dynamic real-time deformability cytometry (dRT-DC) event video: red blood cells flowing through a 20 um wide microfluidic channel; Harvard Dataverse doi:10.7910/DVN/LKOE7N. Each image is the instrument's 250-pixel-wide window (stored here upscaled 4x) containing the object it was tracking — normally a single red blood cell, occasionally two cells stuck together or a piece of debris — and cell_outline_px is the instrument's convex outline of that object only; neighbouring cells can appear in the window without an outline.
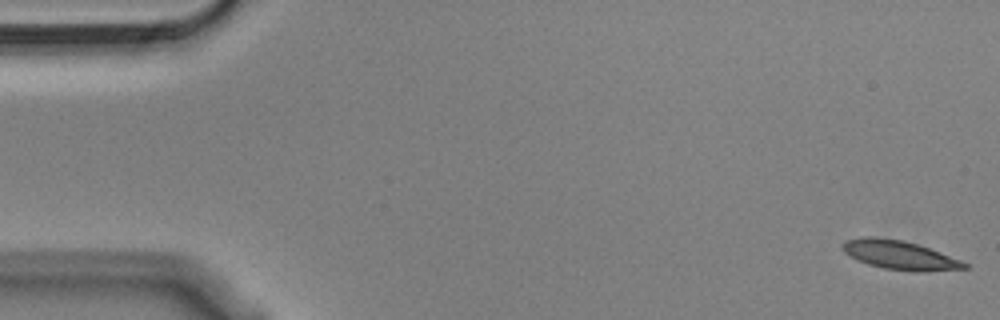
{"species": "Egyptian fruit bat (a non-hibernating species)", "species_latin": "Rousettus aegyptiacus", "temperature_condition": "cold", "stored_images_in_passage": 55, "camera_frame_rate_fps": 3000, "um_per_image_px": 0.085, "animal": {"sex": "male"}, "frame": {"image": 1, "passage_image": 1, "time_ms": 0.0, "image_size_px": [1000, 320], "cell_outline_px": [[968, 268], [920, 272], [916, 272], [884, 268], [868, 264], [856, 260], [844, 252], [840, 248], [840, 244], [844, 240], [864, 236], [872, 236], [904, 240], [940, 252], [960, 260], [968, 264]], "centroid_in_image_um": [76.4, 21.67], "position_along_channel_um": 8.6, "area_um2": 20.63}}
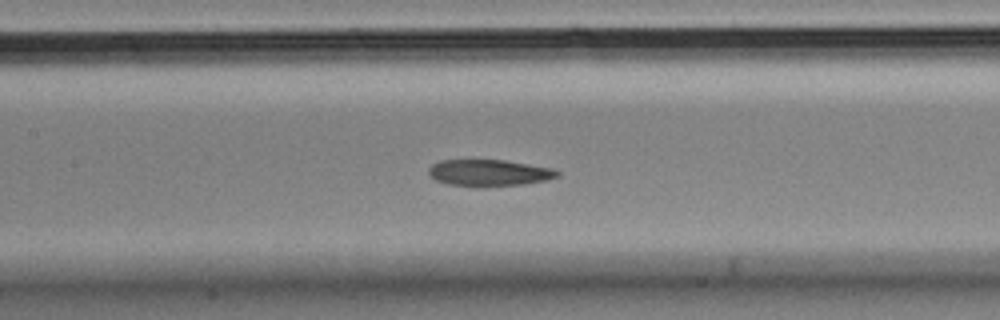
{"frame": {"image": 2, "passage_image": 25, "time_ms": 8.0, "image_size_px": [1000, 320], "cell_outline_px": [[560, 176], [548, 180], [524, 184], [484, 188], [476, 188], [448, 184], [436, 180], [428, 172], [428, 168], [432, 164], [440, 160], [504, 160], [552, 168], [560, 172]], "centroid_in_image_um": [41.58, 14.71], "position_along_channel_um": 165.8, "area_um2": 20.35}}
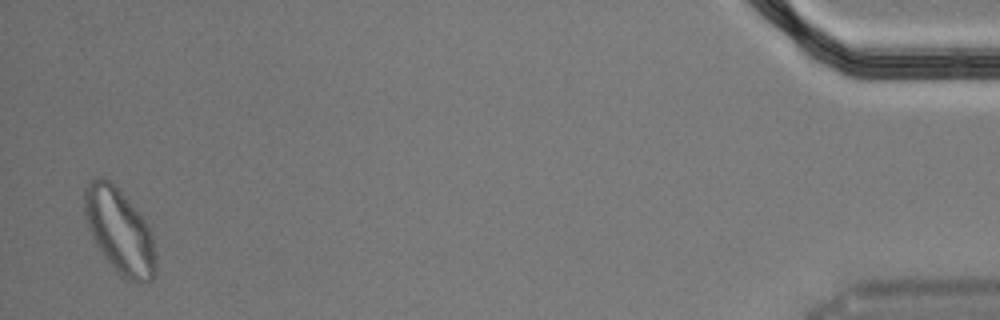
{"frame": {"image": 3, "passage_image": 54, "time_ms": 17.667, "image_size_px": [1000, 320], "cell_outline_px": [[156, 276], [148, 284], [136, 284], [120, 276], [116, 272], [104, 256], [96, 244], [88, 228], [84, 216], [84, 188], [96, 176], [104, 176], [136, 208], [152, 232], [156, 252]], "centroid_in_image_um": [10.19, 19.7], "position_along_channel_um": 425.0, "area_um2": 35.72}, "authors_computed_cell_mechanics": {"area_um2": 20.9814, "velocity_mm_per_s": 3.5882, "shape_relaxation_time_tau1_ms": 5.9546, "shape_relaxation_time_tau2_ms": 3.248, "deformation_change_tau1": 0.1667, "deformation_change_tau2": 0.0978}}